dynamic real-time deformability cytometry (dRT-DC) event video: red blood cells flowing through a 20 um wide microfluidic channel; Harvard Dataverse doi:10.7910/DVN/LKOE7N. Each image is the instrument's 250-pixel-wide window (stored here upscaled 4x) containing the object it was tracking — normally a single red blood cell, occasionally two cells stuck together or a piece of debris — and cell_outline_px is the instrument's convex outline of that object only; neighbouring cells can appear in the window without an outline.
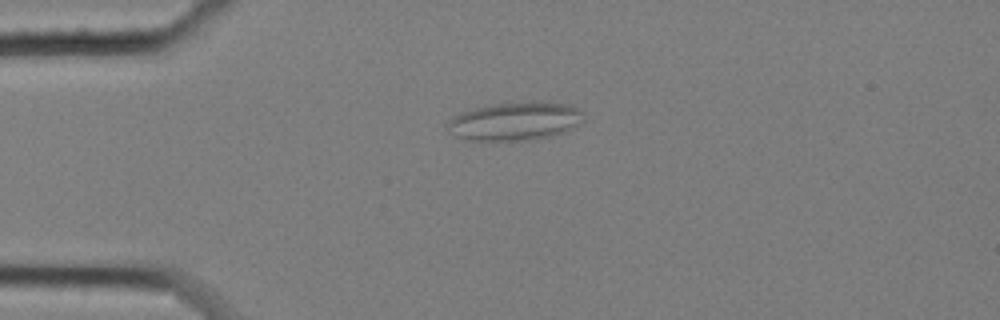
{"species": "common noctule bat (a hibernating species)", "species_latin": "Nyctalus noctula", "temperature_condition": "cold", "stored_images_in_passage": 58, "camera_frame_rate_fps": 3000, "um_per_image_px": 0.085, "animal": {"sex": "female", "body_mass_g": 25.1}, "frame": {"image": 1, "passage_image": 14, "time_ms": 4.333, "image_size_px": [1000, 320], "cell_outline_px": [[584, 120], [580, 124], [564, 132], [552, 136], [528, 140], [468, 140], [456, 136], [448, 132], [444, 128], [448, 120], [452, 116], [460, 112], [472, 108], [496, 104], [568, 104], [584, 112]], "centroid_in_image_um": [43.71, 10.34], "position_along_channel_um": 41.3, "area_um2": 29.94}}
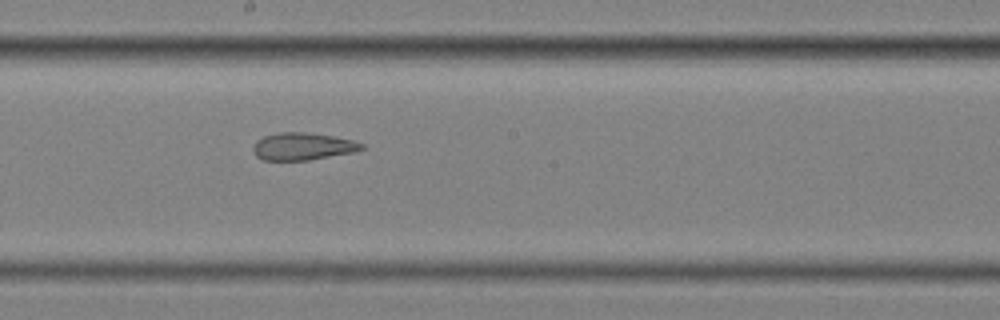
{"frame": {"image": 2, "passage_image": 32, "time_ms": 10.333, "image_size_px": [1000, 320], "cell_outline_px": [[364, 148], [356, 152], [308, 160], [264, 160], [256, 156], [252, 148], [256, 140], [264, 136], [280, 132], [304, 132], [332, 136], [352, 140], [364, 144]], "centroid_in_image_um": [25.73, 12.45], "position_along_channel_um": 222.5, "area_um2": 17.28}}
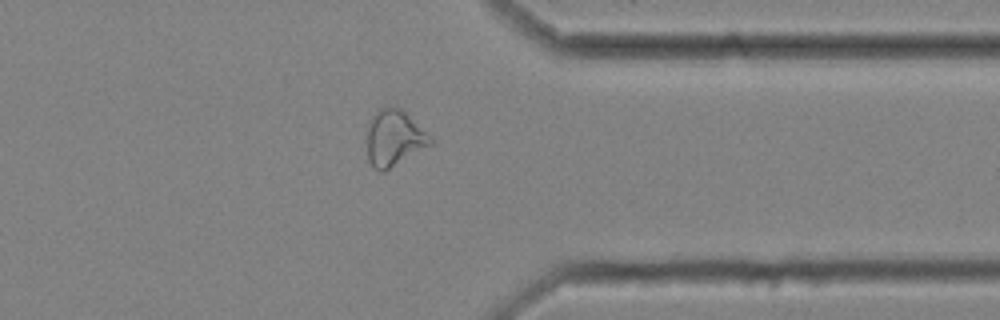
{"frame": {"image": 3, "passage_image": 46, "time_ms": 15.0, "image_size_px": [1000, 320], "cell_outline_px": [[436, 144], [384, 172], [380, 172], [372, 168], [368, 160], [364, 132], [372, 116], [380, 108], [400, 108]], "centroid_in_image_um": [33.44, 11.82], "position_along_channel_um": 378.0, "area_um2": 21.1}, "authors_computed_cell_mechanics": {"area_um2": 22.5131, "velocity_mm_per_s": 3.437, "shape_relaxation_time_tau1_ms": null, "shape_relaxation_time_tau2_ms": 2.6696, "deformation_change_tau1": null, "deformation_change_tau2": 0.1105}}